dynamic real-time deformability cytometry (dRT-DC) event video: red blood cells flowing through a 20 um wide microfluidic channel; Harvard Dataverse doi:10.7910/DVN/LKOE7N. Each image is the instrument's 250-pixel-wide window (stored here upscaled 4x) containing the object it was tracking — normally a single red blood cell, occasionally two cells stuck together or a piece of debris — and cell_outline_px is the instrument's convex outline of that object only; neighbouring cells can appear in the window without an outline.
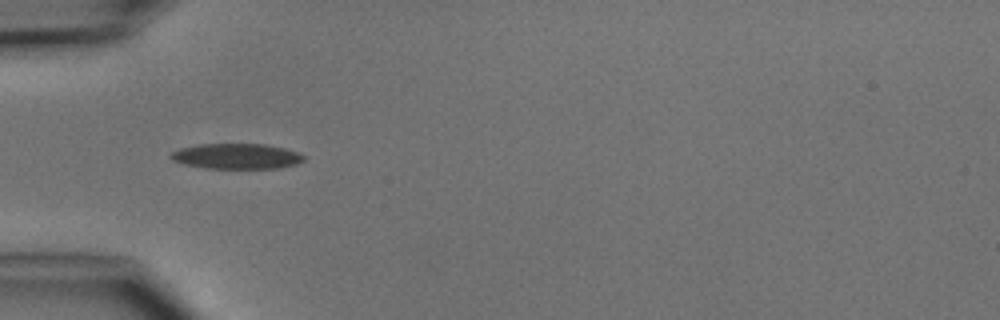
{"species": "common noctule bat (a hibernating species)", "species_latin": "Nyctalus noctula", "temperature_condition": "cold", "stored_images_in_passage": 6, "camera_frame_rate_fps": 3000, "um_per_image_px": 0.085, "animal": {"sex": "male", "body_mass_g": 15.6}, "frame": {"image": 1, "passage_image": 4, "time_ms": 3.333, "image_size_px": [1000, 320], "cell_outline_px": [[304, 160], [296, 164], [276, 168], [208, 168], [184, 164], [172, 160], [168, 156], [172, 152], [180, 148], [200, 144], [264, 144], [284, 148], [296, 152], [304, 156]], "centroid_in_image_um": [20.08, 13.27], "position_along_channel_um": 64.9, "area_um2": 19.48}}
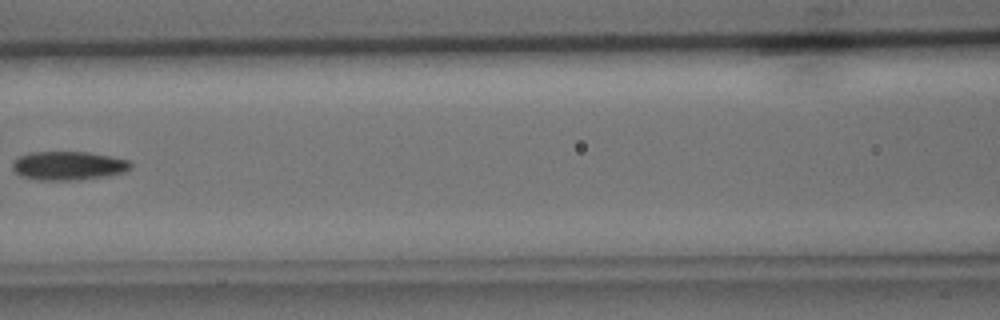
{"frame": {"image": 2, "passage_image": 6, "time_ms": 5.667, "image_size_px": [1000, 320], "cell_outline_px": [[132, 168], [124, 172], [104, 176], [72, 180], [36, 180], [20, 176], [12, 168], [12, 160], [28, 152], [88, 152], [112, 156], [128, 160], [132, 164]], "centroid_in_image_um": [5.78, 14.08], "position_along_channel_um": 160.8, "area_um2": 19.88}}